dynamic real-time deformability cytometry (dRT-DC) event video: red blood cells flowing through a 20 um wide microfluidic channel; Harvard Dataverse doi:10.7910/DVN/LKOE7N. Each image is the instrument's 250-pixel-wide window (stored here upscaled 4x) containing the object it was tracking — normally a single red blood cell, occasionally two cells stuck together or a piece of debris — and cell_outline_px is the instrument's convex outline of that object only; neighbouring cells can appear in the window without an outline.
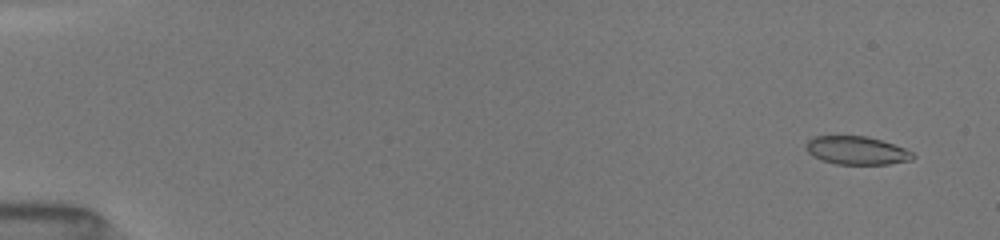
{"species": "common noctule bat (a hibernating species)", "species_latin": "Nyctalus noctula", "temperature_condition": "room temperature", "stored_images_in_passage": 34, "camera_frame_rate_fps": 3000, "um_per_image_px": 0.085, "animal": {"sex": "female", "body_mass_g": 19.5, "forearm_length_mm": 54.1}, "frame": {"image": 1, "passage_image": 2, "time_ms": 0.667, "image_size_px": [1000, 240], "cell_outline_px": [[916, 156], [912, 160], [888, 164], [836, 164], [812, 156], [804, 148], [804, 144], [808, 140], [816, 136], [868, 136], [904, 148], [912, 152]], "centroid_in_image_um": [72.8, 12.79], "position_along_channel_um": 12.2, "area_um2": 17.57}}
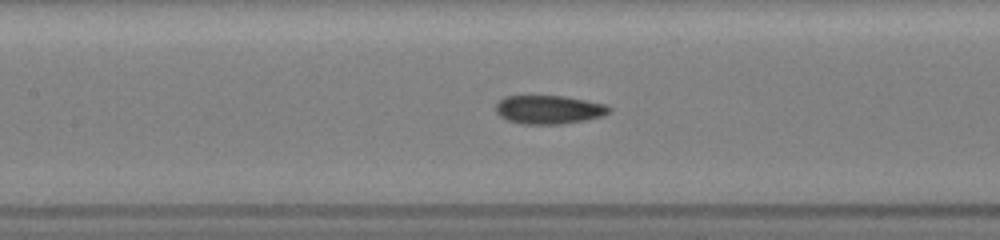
{"frame": {"image": 2, "passage_image": 16, "time_ms": 8.0, "image_size_px": [1000, 240], "cell_outline_px": [[612, 108], [604, 116], [584, 120], [560, 124], [524, 124], [508, 120], [500, 116], [496, 112], [496, 104], [504, 96], [564, 96], [608, 104]], "centroid_in_image_um": [46.68, 9.31], "position_along_channel_um": 160.7, "area_um2": 18.9}}
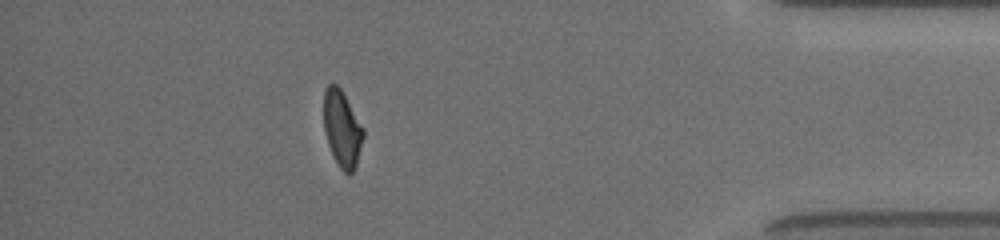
{"frame": {"image": 3, "passage_image": 30, "time_ms": 15.0, "image_size_px": [1000, 240], "cell_outline_px": [[364, 136], [356, 164], [352, 172], [348, 176], [340, 168], [328, 144], [324, 132], [324, 92], [328, 84], [336, 84], [340, 88], [364, 128]], "centroid_in_image_um": [29.08, 10.94], "position_along_channel_um": 406.1, "area_um2": 17.4}, "authors_computed_cell_mechanics": {"area_um2": 18.6116, "velocity_mm_per_s": 4.0618, "shape_relaxation_time_tau1_ms": null, "shape_relaxation_time_tau2_ms": 2.5301, "deformation_change_tau1": null, "deformation_change_tau2": 0.0882}}